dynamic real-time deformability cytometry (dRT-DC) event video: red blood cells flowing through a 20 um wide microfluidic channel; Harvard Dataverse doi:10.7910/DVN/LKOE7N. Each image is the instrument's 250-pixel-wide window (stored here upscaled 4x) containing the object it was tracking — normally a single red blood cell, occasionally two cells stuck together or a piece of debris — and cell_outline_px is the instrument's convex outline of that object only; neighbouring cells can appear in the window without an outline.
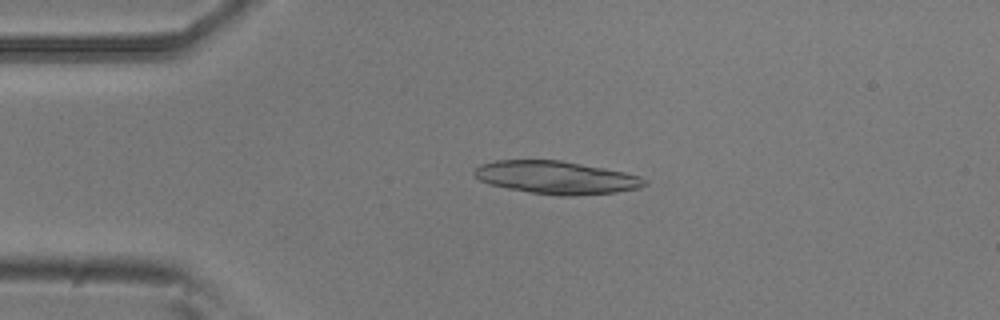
{"species": "common noctule bat (a hibernating species)", "species_latin": "Nyctalus noctula", "temperature_condition": "room temperature", "stored_images_in_passage": 45, "camera_frame_rate_fps": 3000, "um_per_image_px": 0.085, "animal": {"sex": "male", "body_mass_g": 20.5, "forearm_length_mm": 52.5}, "frame": {"image": 1, "passage_image": 4, "time_ms": 1.0, "image_size_px": [1000, 320], "cell_outline_px": [[648, 184], [640, 188], [616, 192], [572, 196], [560, 196], [528, 192], [488, 184], [480, 180], [472, 172], [480, 164], [496, 160], [560, 160], [604, 168], [624, 172], [640, 176], [648, 180]], "centroid_in_image_um": [47.3, 15.09], "position_along_channel_um": 37.7, "area_um2": 32.71}}